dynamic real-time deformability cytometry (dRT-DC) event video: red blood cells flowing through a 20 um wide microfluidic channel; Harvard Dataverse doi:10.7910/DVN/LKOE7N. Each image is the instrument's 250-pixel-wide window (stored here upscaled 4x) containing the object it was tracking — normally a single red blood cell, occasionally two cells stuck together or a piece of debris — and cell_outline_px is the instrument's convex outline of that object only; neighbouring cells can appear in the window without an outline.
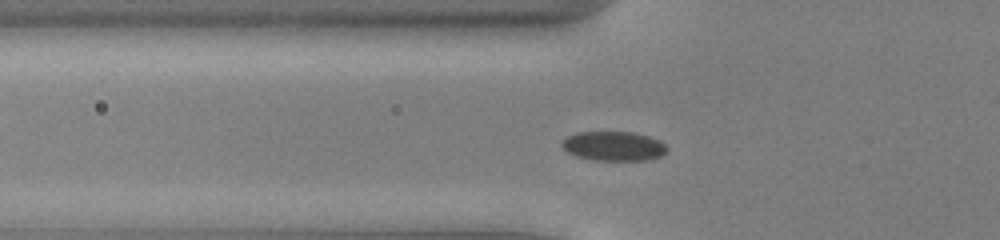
{"species": "common noctule bat (a hibernating species)", "species_latin": "Nyctalus noctula", "temperature_condition": "cold", "stored_images_in_passage": 43, "camera_frame_rate_fps": 3000, "um_per_image_px": 0.085, "animal": {"sex": "male", "body_mass_g": 13.0, "forearm_length_mm": 53.1}, "frame": {"image": 1, "passage_image": 12, "time_ms": 3.667, "image_size_px": [1000, 240], "cell_outline_px": [[668, 148], [660, 156], [648, 160], [596, 160], [576, 156], [568, 152], [560, 144], [568, 136], [576, 132], [632, 132], [648, 136], [660, 140]], "centroid_in_image_um": [52.16, 12.41], "position_along_channel_um": 73.6, "area_um2": 17.86}}
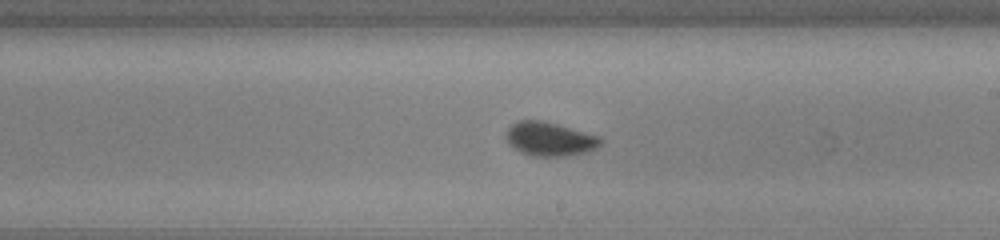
{"frame": {"image": 2, "passage_image": 25, "time_ms": 8.0, "image_size_px": [1000, 240], "cell_outline_px": [[604, 140], [596, 148], [588, 152], [568, 156], [532, 156], [520, 152], [504, 136], [508, 128], [512, 124], [520, 120], [540, 120], [556, 124], [600, 136]], "centroid_in_image_um": [46.76, 11.82], "position_along_channel_um": 242.2, "area_um2": 18.55}}
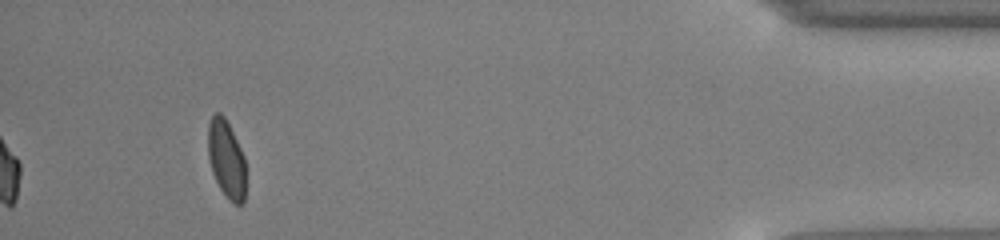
{"frame": {"image": 3, "passage_image": 43, "time_ms": 14.0, "image_size_px": [1000, 240], "cell_outline_px": [[244, 204], [232, 204], [228, 200], [220, 188], [212, 172], [208, 156], [208, 124], [212, 116], [216, 112], [220, 112], [224, 116], [244, 156]], "centroid_in_image_um": [19.22, 13.53], "position_along_channel_um": 416.0, "area_um2": 16.94}, "authors_computed_cell_mechanics": {"area_um2": 18.3226, "velocity_mm_per_s": 3.9061, "shape_relaxation_time_tau1_ms": 3.3101, "shape_relaxation_time_tau2_ms": null, "deformation_change_tau1": 0.0618, "deformation_change_tau2": null}}